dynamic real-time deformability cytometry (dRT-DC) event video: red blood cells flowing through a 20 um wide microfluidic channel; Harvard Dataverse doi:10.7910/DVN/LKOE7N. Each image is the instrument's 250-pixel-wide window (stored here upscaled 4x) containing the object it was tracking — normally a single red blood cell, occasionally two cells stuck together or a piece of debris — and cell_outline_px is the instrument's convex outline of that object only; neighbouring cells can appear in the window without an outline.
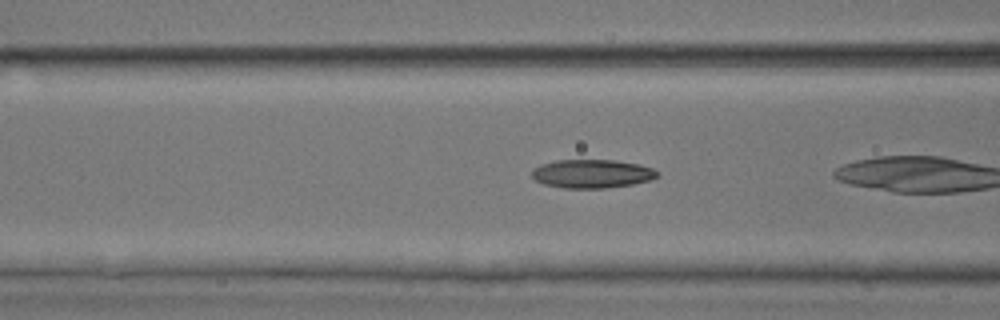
{"species": "common noctule bat (a hibernating species)", "species_latin": "Nyctalus noctula", "temperature_condition": "room temperature", "stored_images_in_passage": 25, "camera_frame_rate_fps": 3000, "um_per_image_px": 0.085, "animal": {"sex": "male", "body_mass_g": 17.9, "forearm_length_mm": 54.2}, "frame": {"image": 1, "passage_image": 18, "time_ms": 5.667, "image_size_px": [1000, 320], "cell_outline_px": [[660, 176], [652, 180], [632, 184], [604, 188], [564, 188], [544, 184], [536, 180], [532, 176], [532, 172], [540, 164], [556, 160], [612, 160], [640, 164], [652, 168], [660, 172]], "centroid_in_image_um": [50.37, 14.76], "position_along_channel_um": 116.2, "area_um2": 20.92}}